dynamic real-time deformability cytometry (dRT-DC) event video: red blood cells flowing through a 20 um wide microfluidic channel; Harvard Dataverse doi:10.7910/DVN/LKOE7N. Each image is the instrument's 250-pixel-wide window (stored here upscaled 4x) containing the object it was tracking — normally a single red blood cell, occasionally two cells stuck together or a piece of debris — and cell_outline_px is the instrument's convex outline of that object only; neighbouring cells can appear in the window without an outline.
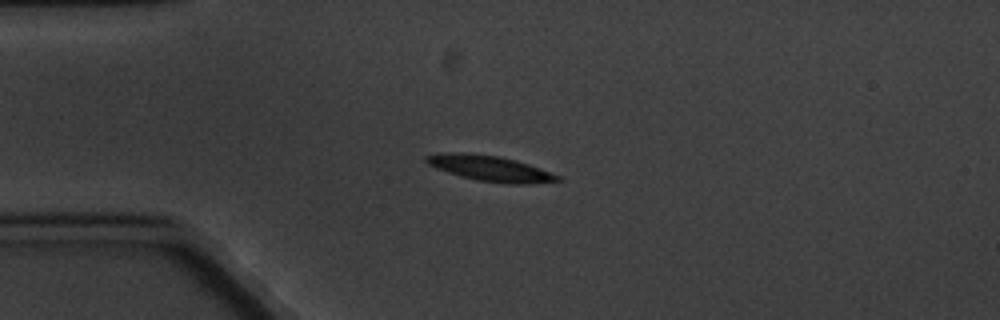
{"species": "common noctule bat (a hibernating species)", "species_latin": "Nyctalus noctula", "temperature_condition": "cold", "stored_images_in_passage": 5, "camera_frame_rate_fps": 3000, "um_per_image_px": 0.085, "animal": {"sex": "male", "body_mass_g": 20.1, "forearm_length_mm": 53.5}, "frame": {"image": 1, "passage_image": 4, "time_ms": 4.333, "image_size_px": [1000, 320], "cell_outline_px": [[564, 180], [528, 184], [508, 184], [476, 180], [460, 176], [436, 168], [428, 164], [424, 160], [424, 156], [444, 152], [464, 152], [496, 156], [516, 160], [528, 164], [560, 176]], "centroid_in_image_um": [41.63, 14.31], "position_along_channel_um": 43.4, "area_um2": 19.54}}